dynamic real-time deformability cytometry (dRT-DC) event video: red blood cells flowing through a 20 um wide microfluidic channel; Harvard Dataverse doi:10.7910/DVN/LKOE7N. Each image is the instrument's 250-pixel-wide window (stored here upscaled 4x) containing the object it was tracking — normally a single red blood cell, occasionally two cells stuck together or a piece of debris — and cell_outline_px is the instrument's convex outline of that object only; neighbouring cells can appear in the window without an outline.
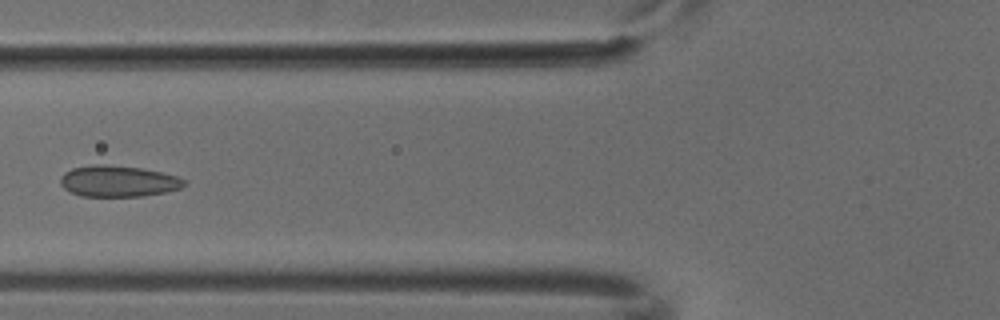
{"species": "common noctule bat (a hibernating species)", "species_latin": "Nyctalus noctula", "temperature_condition": "cold", "stored_images_in_passage": 4, "camera_frame_rate_fps": 3000, "um_per_image_px": 0.085, "animal": {"sex": "male", "body_mass_g": 18.8}, "frame": {"image": 1, "passage_image": 4, "time_ms": 1.0, "image_size_px": [1000, 320], "cell_outline_px": [[184, 184], [180, 188], [164, 192], [144, 196], [80, 196], [64, 188], [60, 184], [60, 176], [64, 172], [72, 168], [92, 164], [104, 164], [140, 168], [160, 172], [176, 176], [184, 180]], "centroid_in_image_um": [9.98, 15.39], "position_along_channel_um": 115.8, "area_um2": 22.37}}